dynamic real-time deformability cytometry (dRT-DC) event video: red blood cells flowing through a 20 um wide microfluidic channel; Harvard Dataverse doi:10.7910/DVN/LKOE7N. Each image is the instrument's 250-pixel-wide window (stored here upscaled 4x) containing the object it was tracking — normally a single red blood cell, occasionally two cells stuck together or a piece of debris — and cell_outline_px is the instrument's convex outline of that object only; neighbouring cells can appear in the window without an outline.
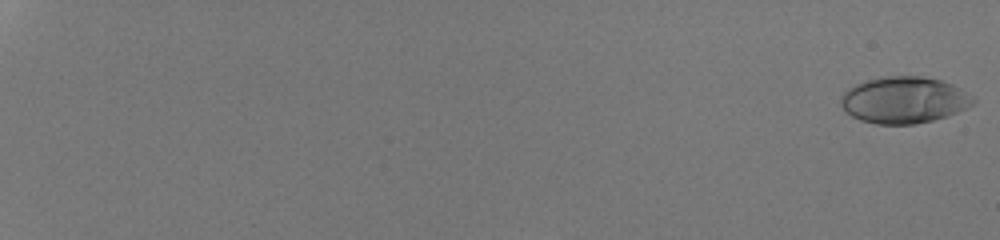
{"species": "human", "species_latin": "Homo sapiens", "temperature_condition": "room temperature", "stored_images_in_passage": 35, "camera_frame_rate_fps": 3000, "um_per_image_px": 0.085, "donor": {"sex": "male"}, "frame": {"image": 1, "passage_image": 1, "time_ms": 0.0, "image_size_px": [1000, 240], "cell_outline_px": [[976, 100], [972, 104], [956, 112], [932, 120], [916, 124], [876, 124], [860, 120], [852, 116], [840, 104], [840, 96], [848, 88], [856, 84], [868, 80], [884, 76], [924, 76], [940, 80], [952, 84], [960, 88], [972, 96]], "centroid_in_image_um": [76.82, 8.49], "position_along_channel_um": 8.2, "area_um2": 35.66}}
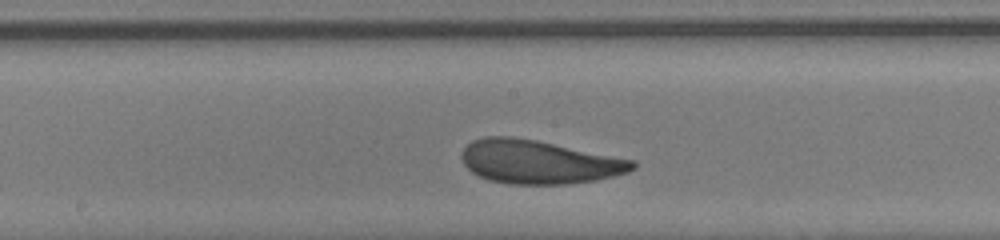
{"frame": {"image": 2, "passage_image": 21, "time_ms": 6.667, "image_size_px": [1000, 240], "cell_outline_px": [[636, 168], [628, 172], [596, 180], [564, 184], [512, 184], [488, 180], [472, 172], [464, 164], [460, 156], [464, 148], [472, 140], [484, 136], [512, 136], [536, 140], [636, 160]], "centroid_in_image_um": [45.8, 13.75], "position_along_channel_um": 202.4, "area_um2": 43.47}}
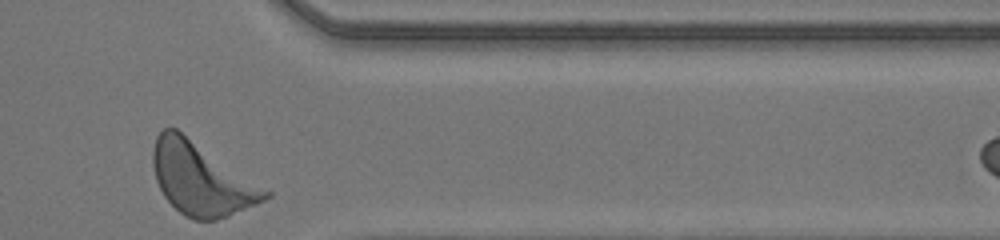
{"frame": {"image": 3, "passage_image": 35, "time_ms": 11.333, "image_size_px": [1000, 240], "cell_outline_px": [[272, 196], [256, 204], [228, 216], [216, 220], [192, 220], [184, 216], [164, 196], [156, 180], [152, 164], [152, 152], [156, 136], [164, 128], [176, 128], [272, 192]], "centroid_in_image_um": [17.1, 15.22], "position_along_channel_um": 394.3, "area_um2": 46.99}, "authors_computed_cell_mechanics": {"area_um2": 42.3096, "velocity_mm_per_s": 4.1844, "shape_relaxation_time_tau1_ms": 2.2628, "shape_relaxation_time_tau2_ms": 2.1175, "deformation_change_tau1": 0.1404, "deformation_change_tau2": 0.1001}}